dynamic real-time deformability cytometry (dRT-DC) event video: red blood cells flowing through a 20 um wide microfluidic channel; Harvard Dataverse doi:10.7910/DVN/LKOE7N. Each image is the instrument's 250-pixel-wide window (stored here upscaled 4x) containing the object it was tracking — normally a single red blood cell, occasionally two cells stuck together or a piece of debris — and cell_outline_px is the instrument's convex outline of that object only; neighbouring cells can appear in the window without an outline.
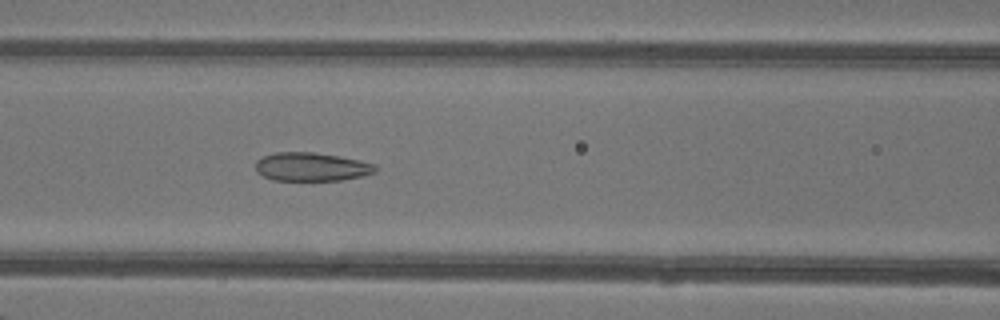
{"species": "common noctule bat (a hibernating species)", "species_latin": "Nyctalus noctula", "temperature_condition": "warm", "stored_images_in_passage": 35, "camera_frame_rate_fps": 3000, "um_per_image_px": 0.085, "animal": {"sex": "female"}, "frame": {"image": 1, "passage_image": 8, "time_ms": 2.333, "image_size_px": [1000, 320], "cell_outline_px": [[376, 172], [360, 176], [340, 180], [272, 180], [256, 172], [256, 160], [264, 156], [276, 152], [312, 152], [340, 156], [360, 160], [376, 164]], "centroid_in_image_um": [26.47, 14.17], "position_along_channel_um": 140.1, "area_um2": 19.88}}
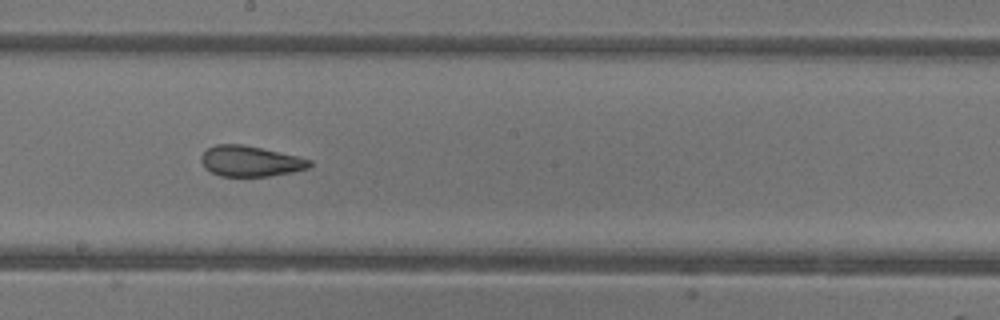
{"frame": {"image": 2, "passage_image": 14, "time_ms": 4.333, "image_size_px": [1000, 320], "cell_outline_px": [[312, 164], [308, 168], [292, 172], [268, 176], [220, 176], [204, 168], [200, 160], [200, 156], [208, 148], [216, 144], [240, 144], [260, 148], [296, 156], [312, 160]], "centroid_in_image_um": [21.25, 13.7], "position_along_channel_um": 227.0, "area_um2": 19.19}}
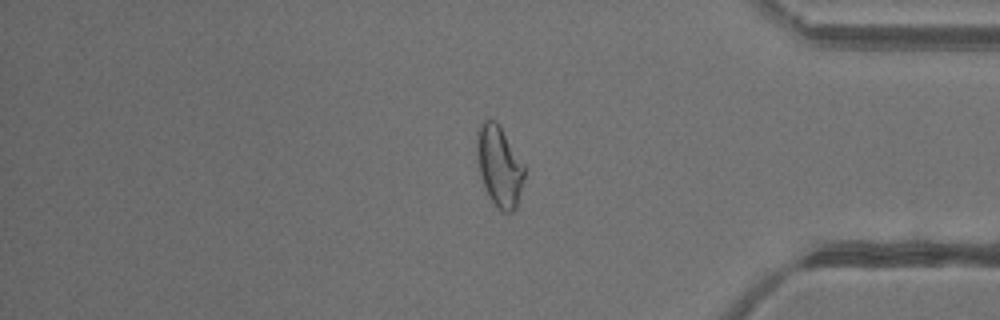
{"frame": {"image": 3, "passage_image": 27, "time_ms": 8.667, "image_size_px": [1000, 320], "cell_outline_px": [[524, 176], [516, 208], [512, 212], [504, 212], [488, 196], [484, 188], [480, 172], [476, 148], [476, 132], [480, 124], [484, 120], [492, 120], [500, 128], [524, 164]], "centroid_in_image_um": [42.42, 14.13], "position_along_channel_um": 392.8, "area_um2": 21.73}, "authors_computed_cell_mechanics": {"area_um2": 21.3282, "velocity_mm_per_s": 4.3359, "shape_relaxation_time_tau1_ms": null, "shape_relaxation_time_tau2_ms": 1.5597, "deformation_change_tau1": null, "deformation_change_tau2": 0.0855}}